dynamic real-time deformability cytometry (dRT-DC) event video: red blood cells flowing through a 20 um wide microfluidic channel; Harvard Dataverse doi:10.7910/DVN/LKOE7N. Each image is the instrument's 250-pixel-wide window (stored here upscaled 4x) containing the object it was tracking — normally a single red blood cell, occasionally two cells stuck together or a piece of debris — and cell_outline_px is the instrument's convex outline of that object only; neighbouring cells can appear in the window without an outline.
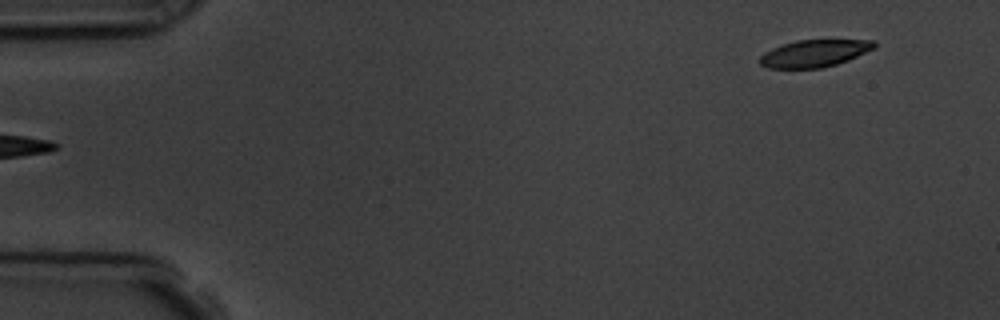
{"species": "common noctule bat (a hibernating species)", "species_latin": "Nyctalus noctula", "temperature_condition": "room temperature", "stored_images_in_passage": 4, "segment_of_instrument_passage": [2, 2], "camera_frame_rate_fps": 3000, "um_per_image_px": 0.085, "animal": {"sex": "male", "body_mass_g": 19.5, "forearm_length_mm": 54.6}, "frame": {"image": 1, "passage_image": 4, "time_ms": 3.667, "image_size_px": [1000, 320], "cell_outline_px": [[876, 48], [848, 60], [836, 64], [820, 68], [768, 68], [760, 64], [760, 56], [764, 52], [772, 48], [796, 40], [876, 40]], "centroid_in_image_um": [69.24, 4.53], "position_along_channel_um": 15.8, "area_um2": 18.09}}